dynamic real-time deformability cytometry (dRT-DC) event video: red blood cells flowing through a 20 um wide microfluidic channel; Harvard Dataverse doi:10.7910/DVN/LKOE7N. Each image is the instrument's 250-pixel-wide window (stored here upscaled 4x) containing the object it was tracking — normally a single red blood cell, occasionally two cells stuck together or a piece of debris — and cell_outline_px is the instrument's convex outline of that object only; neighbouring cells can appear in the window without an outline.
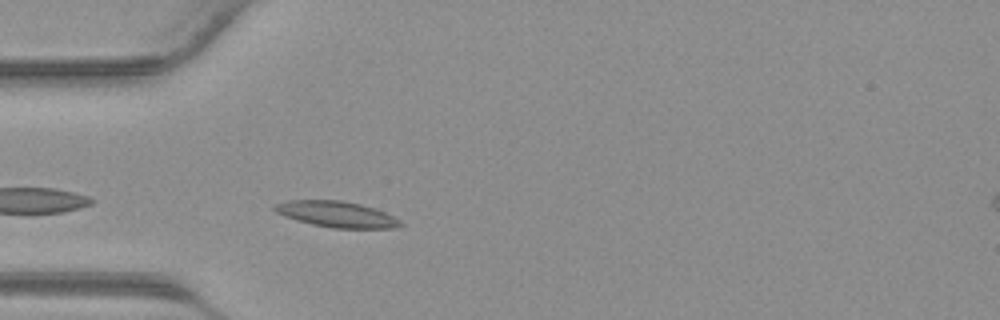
{"species": "common noctule bat (a hibernating species)", "species_latin": "Nyctalus noctula", "temperature_condition": "warm", "stored_images_in_passage": 23, "camera_frame_rate_fps": 3000, "um_per_image_px": 0.085, "animal": {"sex": "male", "body_mass_g": 23.1, "forearm_length_mm": 52.7}, "frame": {"image": 1, "passage_image": 2, "time_ms": 0.333, "image_size_px": [1000, 320], "cell_outline_px": [[404, 224], [392, 228], [332, 228], [312, 224], [296, 220], [284, 216], [276, 212], [272, 208], [272, 204], [288, 200], [344, 200], [360, 204], [384, 212], [400, 220]], "centroid_in_image_um": [28.55, 18.2], "position_along_channel_um": 56.4, "area_um2": 19.02}}
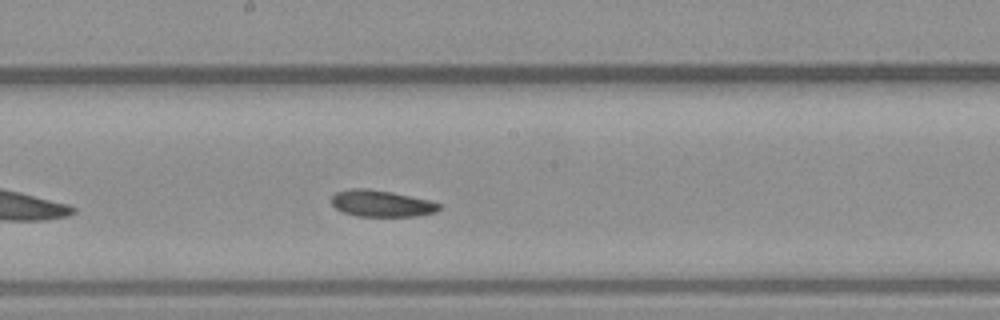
{"frame": {"image": 2, "passage_image": 12, "time_ms": 3.667, "image_size_px": [1000, 320], "cell_outline_px": [[440, 208], [436, 212], [416, 216], [356, 216], [344, 212], [336, 208], [332, 204], [332, 196], [336, 192], [352, 188], [368, 188], [392, 192], [428, 200], [440, 204]], "centroid_in_image_um": [32.41, 17.29], "position_along_channel_um": 215.8, "area_um2": 16.53}}
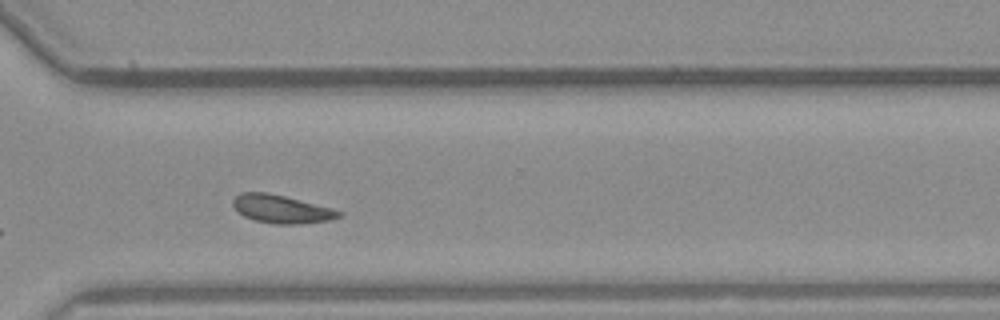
{"frame": {"image": 3, "passage_image": 20, "time_ms": 6.333, "image_size_px": [1000, 320], "cell_outline_px": [[344, 216], [332, 220], [300, 224], [276, 224], [256, 220], [244, 216], [232, 204], [232, 200], [240, 192], [268, 192], [332, 208], [344, 212]], "centroid_in_image_um": [23.98, 17.77], "position_along_channel_um": 346.6, "area_um2": 17.4}}